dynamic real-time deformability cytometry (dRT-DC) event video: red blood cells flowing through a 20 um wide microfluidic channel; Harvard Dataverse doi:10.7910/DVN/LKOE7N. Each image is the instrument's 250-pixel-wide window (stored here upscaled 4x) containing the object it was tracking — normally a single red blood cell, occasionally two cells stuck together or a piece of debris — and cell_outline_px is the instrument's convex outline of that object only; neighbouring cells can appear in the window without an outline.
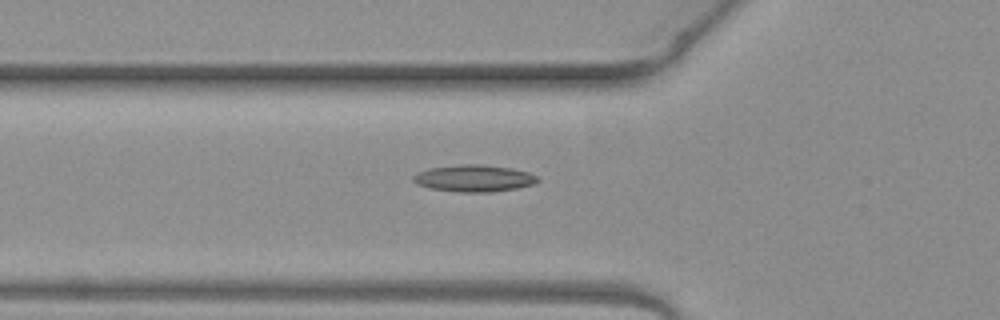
{"species": "common noctule bat (a hibernating species)", "species_latin": "Nyctalus noctula", "temperature_condition": "warm", "stored_images_in_passage": 6, "segment_of_instrument_passage": [2, 2], "camera_frame_rate_fps": 3000, "um_per_image_px": 0.085, "animal": {"sex": "female", "body_mass_g": 19.3, "forearm_length_mm": 54.1}, "frame": {"image": 1, "passage_image": 6, "time_ms": 1.667, "image_size_px": [1000, 320], "cell_outline_px": [[540, 180], [532, 184], [516, 188], [492, 192], [460, 192], [428, 188], [416, 184], [412, 180], [412, 176], [416, 172], [428, 168], [464, 164], [476, 164], [512, 168], [528, 172], [536, 176]], "centroid_in_image_um": [40.23, 15.16], "position_along_channel_um": 85.6, "area_um2": 19.48}}